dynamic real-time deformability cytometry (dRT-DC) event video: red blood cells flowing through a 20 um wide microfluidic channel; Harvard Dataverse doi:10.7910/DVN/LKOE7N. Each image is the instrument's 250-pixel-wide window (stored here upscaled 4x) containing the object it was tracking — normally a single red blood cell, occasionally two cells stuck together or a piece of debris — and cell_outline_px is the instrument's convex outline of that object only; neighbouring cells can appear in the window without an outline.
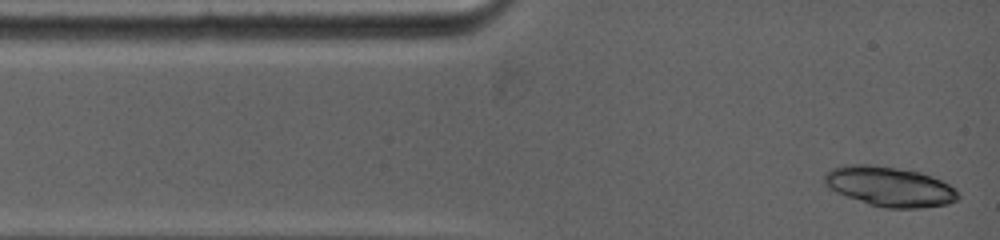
{"species": "common noctule bat (a hibernating species)", "species_latin": "Nyctalus noctula", "temperature_condition": "warm", "stored_images_in_passage": 3, "camera_frame_rate_fps": 5000, "um_per_image_px": 0.085, "animal": {"sex": "female", "body_mass_g": 19.0, "forearm_length_mm": 53.3}, "frame": {"image": 1, "passage_image": 1, "time_ms": 0.0, "image_size_px": [1000, 240], "cell_outline_px": [[960, 200], [948, 204], [920, 208], [884, 208], [868, 204], [836, 192], [828, 188], [824, 184], [824, 172], [832, 168], [844, 164], [868, 164], [896, 168], [920, 172], [932, 176], [948, 184], [960, 196]], "centroid_in_image_um": [75.58, 15.86], "position_along_channel_um": 9.4, "area_um2": 31.15}}